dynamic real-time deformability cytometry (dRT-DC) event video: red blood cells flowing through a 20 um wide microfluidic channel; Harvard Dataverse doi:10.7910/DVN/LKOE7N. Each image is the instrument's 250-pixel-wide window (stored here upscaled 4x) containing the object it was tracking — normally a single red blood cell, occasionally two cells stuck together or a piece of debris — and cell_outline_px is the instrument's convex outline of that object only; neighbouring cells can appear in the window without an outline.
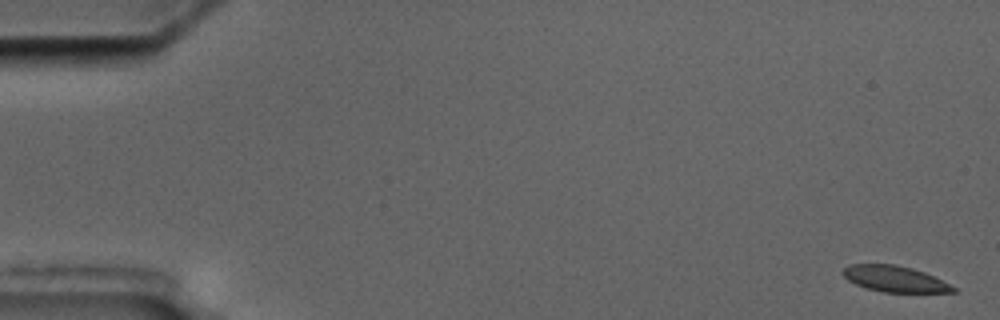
{"species": "common noctule bat (a hibernating species)", "species_latin": "Nyctalus noctula", "temperature_condition": "cold", "stored_images_in_passage": 6, "camera_frame_rate_fps": 3000, "um_per_image_px": 0.085, "animal": {"sex": "male", "body_mass_g": 17.5, "forearm_length_mm": 52.3}, "frame": {"image": 1, "passage_image": 1, "time_ms": 0.0, "image_size_px": [1000, 320], "cell_outline_px": [[960, 292], [884, 292], [864, 288], [848, 280], [840, 272], [848, 264], [896, 264], [912, 268], [924, 272], [956, 288]], "centroid_in_image_um": [76.01, 23.7], "position_along_channel_um": 9.0, "area_um2": 16.7}}
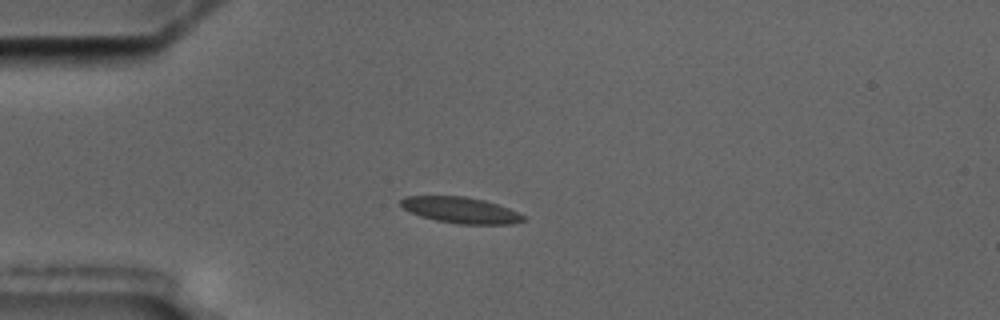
{"frame": {"image": 2, "passage_image": 5, "time_ms": 4.667, "image_size_px": [1000, 320], "cell_outline_px": [[524, 220], [512, 224], [460, 224], [436, 220], [420, 216], [404, 208], [400, 204], [400, 200], [404, 196], [464, 196], [484, 200], [508, 208], [524, 216]], "centroid_in_image_um": [39.13, 17.85], "position_along_channel_um": 45.9, "area_um2": 18.38}}